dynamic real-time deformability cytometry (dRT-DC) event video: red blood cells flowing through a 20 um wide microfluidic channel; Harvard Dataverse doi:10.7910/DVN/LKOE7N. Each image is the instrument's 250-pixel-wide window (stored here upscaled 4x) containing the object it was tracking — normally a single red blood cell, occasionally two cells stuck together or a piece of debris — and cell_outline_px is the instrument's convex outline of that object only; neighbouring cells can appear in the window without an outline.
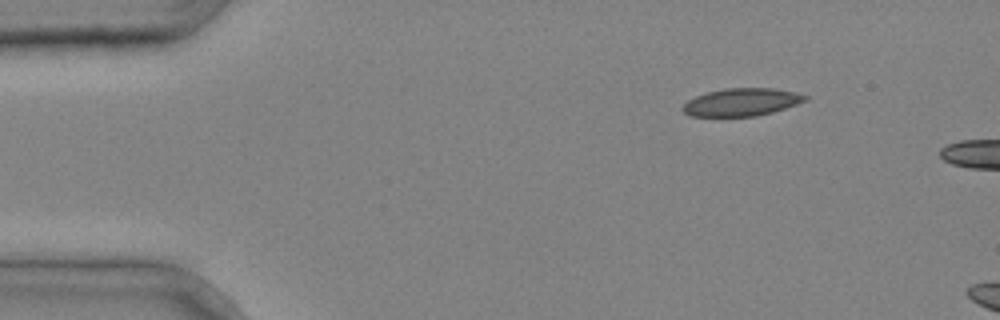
{"species": "common noctule bat (a hibernating species)", "species_latin": "Nyctalus noctula", "temperature_condition": "cold", "stored_images_in_passage": 5, "camera_frame_rate_fps": 3000, "um_per_image_px": 0.085, "animal": {"sex": "male", "body_mass_g": 20.4}, "frame": {"image": 1, "passage_image": 1, "time_ms": 0.0, "image_size_px": [1000, 320], "cell_outline_px": [[808, 100], [772, 112], [756, 116], [692, 116], [684, 112], [680, 108], [688, 100], [696, 96], [708, 92], [724, 88], [772, 88], [796, 92], [808, 96]], "centroid_in_image_um": [63.04, 8.67], "position_along_channel_um": 22.0, "area_um2": 19.65}}